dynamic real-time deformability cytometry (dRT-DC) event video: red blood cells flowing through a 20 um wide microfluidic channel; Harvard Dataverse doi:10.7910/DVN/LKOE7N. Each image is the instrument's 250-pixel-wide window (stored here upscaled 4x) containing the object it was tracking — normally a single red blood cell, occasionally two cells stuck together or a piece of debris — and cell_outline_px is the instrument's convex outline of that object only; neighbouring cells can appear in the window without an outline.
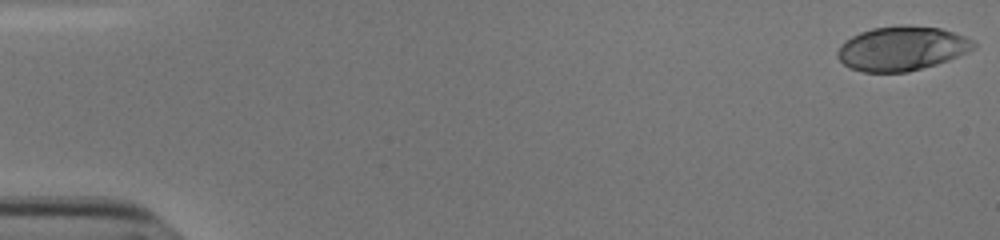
{"species": "human", "species_latin": "Homo sapiens", "temperature_condition": "cold", "stored_images_in_passage": 44, "camera_frame_rate_fps": 3000, "um_per_image_px": 0.085, "donor": {"sex": "male"}, "frame": {"image": 1, "passage_image": 1, "time_ms": 0.0, "image_size_px": [1000, 240], "cell_outline_px": [[976, 44], [968, 52], [948, 60], [936, 64], [908, 72], [864, 72], [848, 68], [836, 56], [836, 52], [840, 44], [844, 40], [860, 32], [872, 28], [900, 24], [908, 24], [940, 28], [964, 36], [972, 40]], "centroid_in_image_um": [76.6, 4.11], "position_along_channel_um": 8.4, "area_um2": 35.37}}
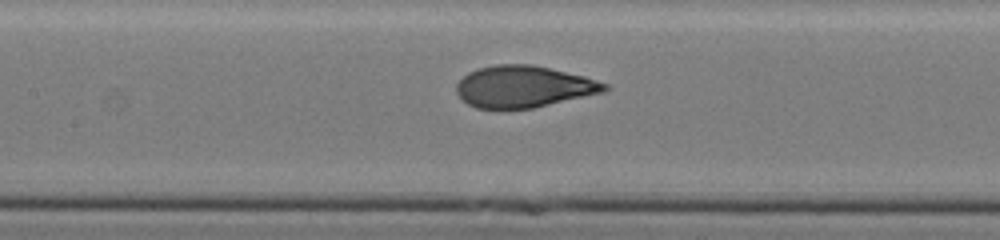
{"frame": {"image": 2, "passage_image": 26, "time_ms": 8.333, "image_size_px": [1000, 240], "cell_outline_px": [[608, 88], [604, 92], [532, 108], [476, 108], [468, 104], [456, 92], [456, 84], [468, 72], [480, 68], [496, 64], [532, 64], [584, 76], [608, 84]], "centroid_in_image_um": [44.5, 7.35], "position_along_channel_um": 162.9, "area_um2": 35.66}}
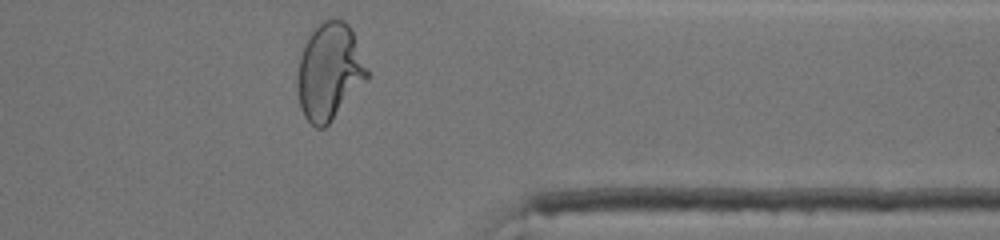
{"frame": {"image": 3, "passage_image": 44, "time_ms": 14.333, "image_size_px": [1000, 240], "cell_outline_px": [[368, 80], [332, 120], [324, 128], [316, 128], [304, 116], [300, 108], [296, 88], [296, 80], [300, 56], [304, 44], [312, 28], [324, 20], [344, 20], [352, 28], [368, 68]], "centroid_in_image_um": [28.0, 6.08], "position_along_channel_um": 383.4, "area_um2": 39.82}, "authors_computed_cell_mechanics": {"area_um2": 36.0383, "velocity_mm_per_s": 3.8196, "shape_relaxation_time_tau1_ms": 6.9668, "shape_relaxation_time_tau2_ms": null, "deformation_change_tau1": 0.2639, "deformation_change_tau2": null}}